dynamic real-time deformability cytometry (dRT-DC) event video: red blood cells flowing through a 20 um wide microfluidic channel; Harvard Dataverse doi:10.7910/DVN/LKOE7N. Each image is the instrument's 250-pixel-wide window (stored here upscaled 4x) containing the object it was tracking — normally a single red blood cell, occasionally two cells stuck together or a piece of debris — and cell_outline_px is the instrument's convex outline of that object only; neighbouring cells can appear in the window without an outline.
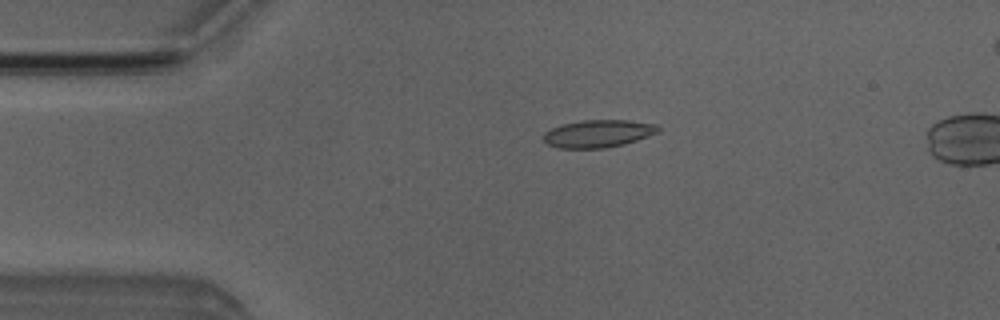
{"species": "Egyptian fruit bat (a non-hibernating species)", "species_latin": "Rousettus aegyptiacus", "temperature_condition": "room temperature", "stored_images_in_passage": 3, "camera_frame_rate_fps": 3000, "um_per_image_px": 0.085, "animal": {"sex": "male"}, "frame": {"image": 1, "passage_image": 1, "time_ms": 0.0, "image_size_px": [1000, 320], "cell_outline_px": [[660, 132], [624, 144], [604, 148], [556, 148], [548, 144], [544, 140], [544, 132], [552, 128], [564, 124], [580, 120], [628, 120], [656, 124], [660, 128]], "centroid_in_image_um": [50.86, 11.35], "position_along_channel_um": 34.1, "area_um2": 18.38}}